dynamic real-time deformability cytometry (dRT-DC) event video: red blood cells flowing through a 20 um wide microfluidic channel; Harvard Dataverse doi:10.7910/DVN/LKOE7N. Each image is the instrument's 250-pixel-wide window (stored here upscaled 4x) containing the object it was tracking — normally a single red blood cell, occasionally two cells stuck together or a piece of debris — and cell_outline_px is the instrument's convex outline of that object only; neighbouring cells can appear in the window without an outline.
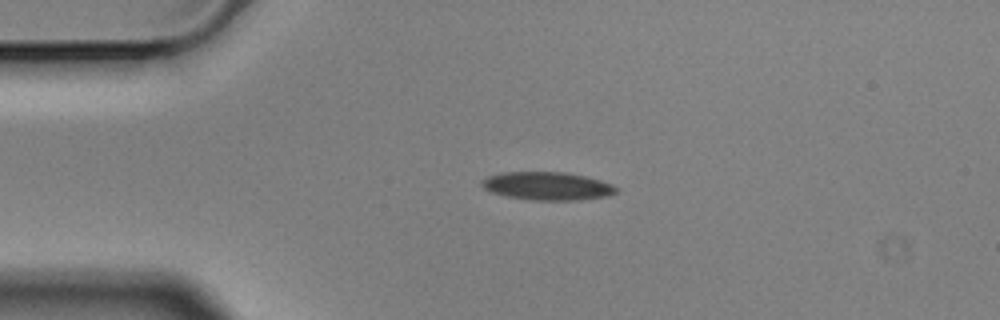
{"species": "Egyptian fruit bat (a non-hibernating species)", "species_latin": "Rousettus aegyptiacus", "temperature_condition": "cold", "stored_images_in_passage": 2, "camera_frame_rate_fps": 3000, "um_per_image_px": 0.085, "animal": {"sex": "male"}, "frame": {"image": 1, "passage_image": 2, "time_ms": 0.333, "image_size_px": [1000, 320], "cell_outline_px": [[620, 188], [616, 192], [608, 196], [576, 200], [532, 200], [508, 196], [492, 192], [484, 188], [480, 184], [480, 180], [488, 176], [504, 172], [564, 172], [584, 176], [600, 180], [612, 184]], "centroid_in_image_um": [46.53, 15.81], "position_along_channel_um": 38.5, "area_um2": 21.96}}